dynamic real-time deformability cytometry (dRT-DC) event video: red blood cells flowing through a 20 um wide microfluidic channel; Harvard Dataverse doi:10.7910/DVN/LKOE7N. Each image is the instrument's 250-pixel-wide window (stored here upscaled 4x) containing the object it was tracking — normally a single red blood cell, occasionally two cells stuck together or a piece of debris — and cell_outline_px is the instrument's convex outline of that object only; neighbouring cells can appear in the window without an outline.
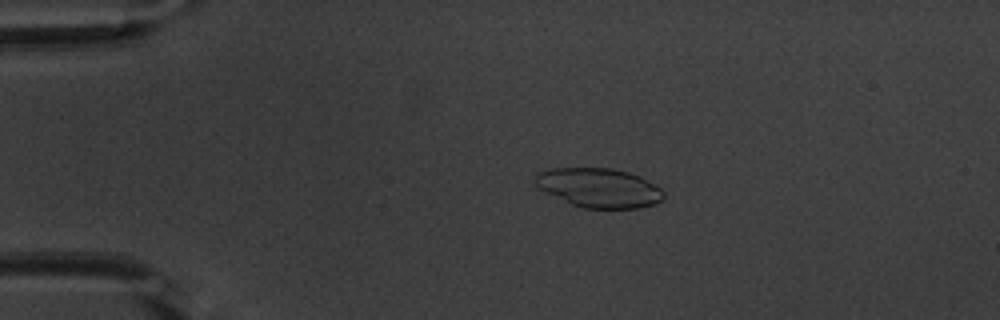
{"species": "common noctule bat (a hibernating species)", "species_latin": "Nyctalus noctula", "temperature_condition": "warm", "stored_images_in_passage": 54, "camera_frame_rate_fps": 3000, "um_per_image_px": 0.085, "animal": {"sex": "male", "body_mass_g": 20.1, "forearm_length_mm": 53.5}, "frame": {"image": 1, "passage_image": 12, "time_ms": 3.667, "image_size_px": [1000, 320], "cell_outline_px": [[664, 196], [656, 204], [640, 208], [584, 208], [572, 204], [540, 188], [532, 180], [536, 172], [552, 168], [612, 168], [628, 172], [640, 176], [656, 184], [664, 192]], "centroid_in_image_um": [50.93, 15.95], "position_along_channel_um": 34.1, "area_um2": 29.36}}
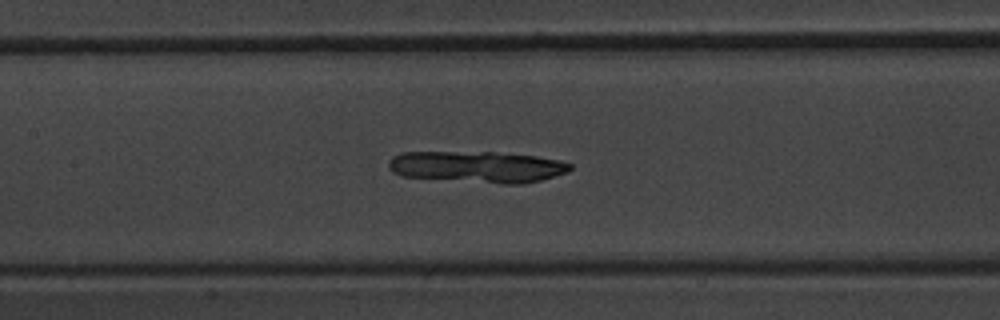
{"frame": {"image": 2, "passage_image": 26, "time_ms": 8.333, "image_size_px": [1000, 320], "cell_outline_px": [[572, 168], [568, 172], [540, 180], [524, 184], [504, 184], [400, 176], [392, 172], [388, 168], [388, 160], [392, 156], [400, 152], [492, 152], [536, 156], [560, 160], [572, 164]], "centroid_in_image_um": [40.55, 14.18], "position_along_channel_um": 166.9, "area_um2": 33.47}}
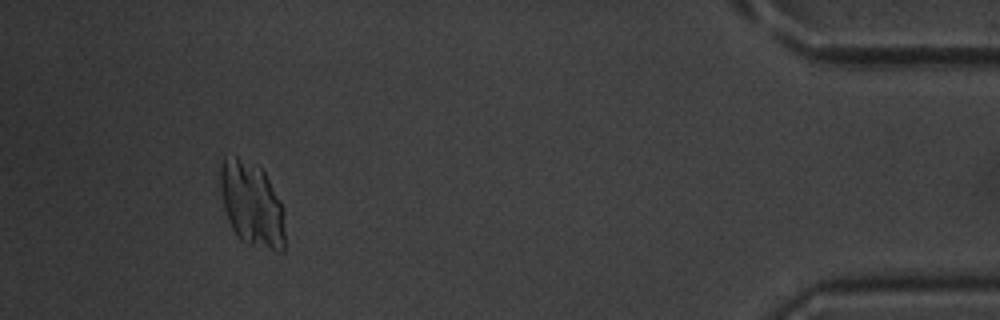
{"frame": {"image": 3, "passage_image": 50, "time_ms": 16.333, "image_size_px": [1000, 320], "cell_outline_px": [[284, 252], [276, 252], [248, 244], [240, 240], [236, 236], [228, 220], [224, 208], [220, 192], [220, 164], [224, 156], [236, 156], [260, 168], [264, 172], [280, 200], [284, 208]], "centroid_in_image_um": [21.4, 17.39], "position_along_channel_um": 413.8, "area_um2": 32.19}}